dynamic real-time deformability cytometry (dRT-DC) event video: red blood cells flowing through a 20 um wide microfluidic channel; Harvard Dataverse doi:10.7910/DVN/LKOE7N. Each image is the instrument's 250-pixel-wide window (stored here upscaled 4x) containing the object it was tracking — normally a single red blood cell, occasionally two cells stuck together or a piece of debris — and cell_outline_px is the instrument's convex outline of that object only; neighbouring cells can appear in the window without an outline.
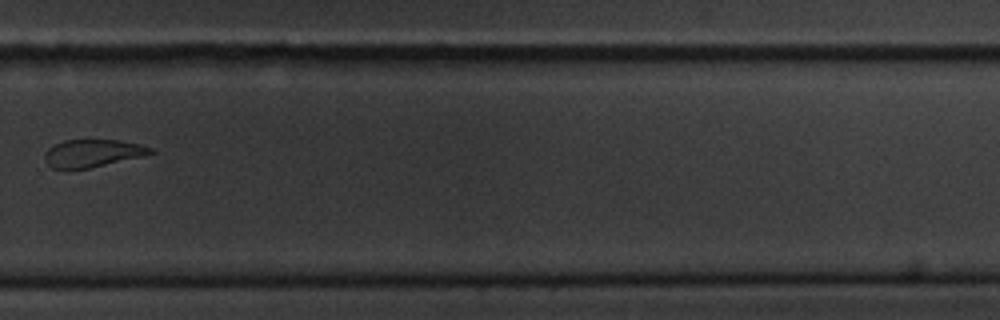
{"species": "common noctule bat (a hibernating species)", "species_latin": "Nyctalus noctula", "temperature_condition": "cold", "stored_images_in_passage": 12, "camera_frame_rate_fps": 3000, "um_per_image_px": 0.085, "animal": {"sex": "male", "body_mass_g": 20.1, "forearm_length_mm": 53.5}, "frame": {"image": 1, "passage_image": 12, "time_ms": 14.0, "image_size_px": [1000, 320], "cell_outline_px": [[156, 152], [144, 156], [88, 168], [68, 172], [52, 168], [44, 160], [44, 156], [48, 148], [52, 144], [64, 140], [116, 140], [140, 144], [156, 148]], "centroid_in_image_um": [7.84, 13.05], "position_along_channel_um": 322.0, "area_um2": 17.57}}